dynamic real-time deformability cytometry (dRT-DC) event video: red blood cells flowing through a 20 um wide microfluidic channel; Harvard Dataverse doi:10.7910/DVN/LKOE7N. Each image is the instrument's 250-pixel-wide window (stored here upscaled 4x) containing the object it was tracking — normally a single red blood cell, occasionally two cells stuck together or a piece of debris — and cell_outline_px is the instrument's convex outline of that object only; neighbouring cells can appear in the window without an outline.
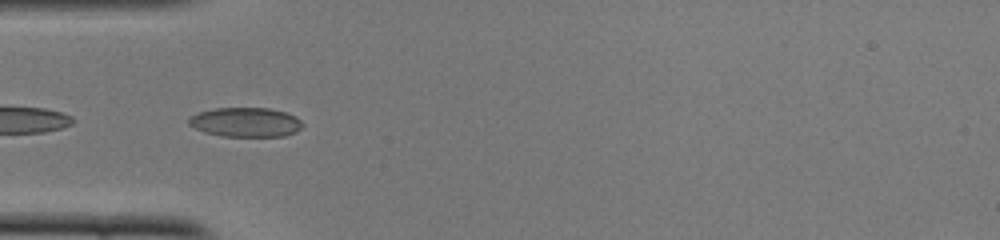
{"species": "common noctule bat (a hibernating species)", "species_latin": "Nyctalus noctula", "temperature_condition": "cold", "stored_images_in_passage": 18, "camera_frame_rate_fps": 3000, "um_per_image_px": 0.085, "animal": {"sex": "female", "body_mass_g": 22.0, "forearm_length_mm": 56.7}, "frame": {"image": 1, "passage_image": 16, "time_ms": 5.0, "image_size_px": [1000, 240], "cell_outline_px": [[304, 124], [296, 132], [284, 136], [220, 136], [204, 132], [188, 124], [188, 120], [196, 112], [216, 108], [268, 108], [284, 112], [296, 116]], "centroid_in_image_um": [20.87, 10.39], "position_along_channel_um": 64.1, "area_um2": 19.48}}